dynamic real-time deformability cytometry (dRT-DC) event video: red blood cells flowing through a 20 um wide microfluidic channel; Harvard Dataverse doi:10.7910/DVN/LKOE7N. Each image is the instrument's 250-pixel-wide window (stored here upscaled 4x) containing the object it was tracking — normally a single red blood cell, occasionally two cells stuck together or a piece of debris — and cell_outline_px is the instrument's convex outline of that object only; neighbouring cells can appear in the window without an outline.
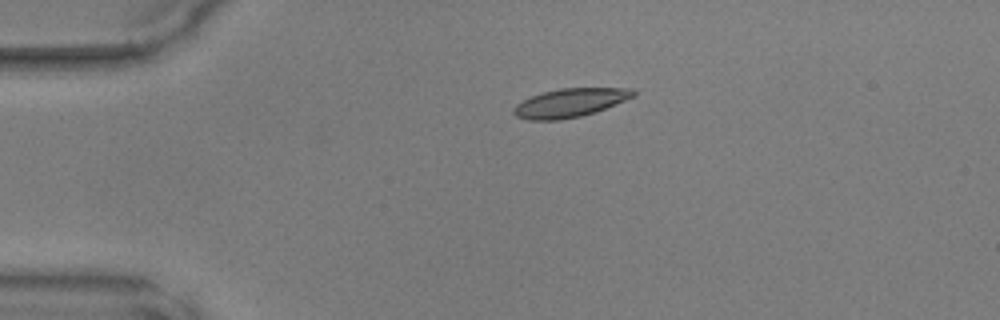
{"species": "common noctule bat (a hibernating species)", "species_latin": "Nyctalus noctula", "temperature_condition": "warm", "stored_images_in_passage": 38, "camera_frame_rate_fps": 3000, "um_per_image_px": 0.085, "animal": {"sex": "male", "body_mass_g": 17.9, "forearm_length_mm": 54.2}, "frame": {"image": 1, "passage_image": 1, "time_ms": 0.0, "image_size_px": [1000, 320], "cell_outline_px": [[636, 96], [604, 108], [580, 116], [560, 120], [528, 120], [516, 116], [512, 112], [512, 108], [516, 104], [532, 96], [544, 92], [560, 88], [632, 88], [636, 92]], "centroid_in_image_um": [48.43, 8.73], "position_along_channel_um": 36.6, "area_um2": 19.77}}
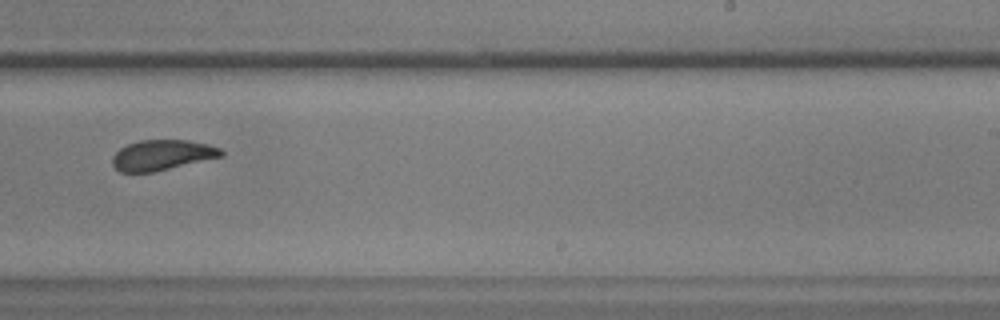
{"frame": {"image": 2, "passage_image": 21, "time_ms": 6.667, "image_size_px": [1000, 320], "cell_outline_px": [[224, 156], [152, 172], [120, 172], [112, 164], [112, 156], [120, 148], [128, 144], [140, 140], [188, 140], [208, 144], [220, 148], [224, 152]], "centroid_in_image_um": [13.78, 13.17], "position_along_channel_um": 275.2, "area_um2": 19.19}}
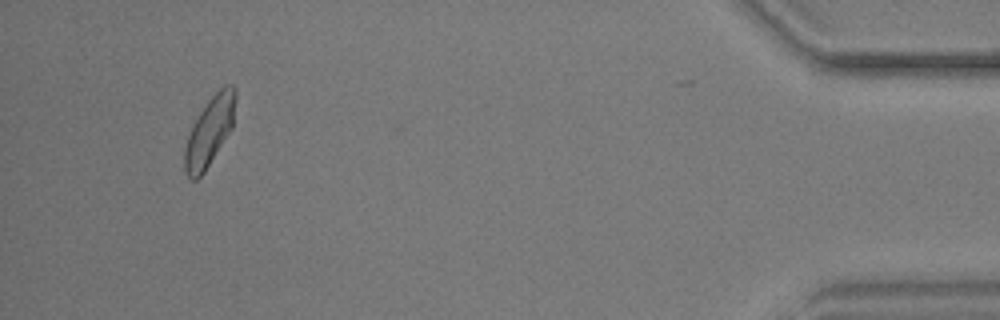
{"frame": {"image": 3, "passage_image": 36, "time_ms": 11.667, "image_size_px": [1000, 320], "cell_outline_px": [[236, 96], [232, 128], [204, 172], [196, 180], [192, 180], [184, 172], [184, 152], [188, 136], [200, 112], [208, 100], [224, 84], [232, 84], [236, 88]], "centroid_in_image_um": [17.82, 11.15], "position_along_channel_um": 417.4, "area_um2": 20.11}}